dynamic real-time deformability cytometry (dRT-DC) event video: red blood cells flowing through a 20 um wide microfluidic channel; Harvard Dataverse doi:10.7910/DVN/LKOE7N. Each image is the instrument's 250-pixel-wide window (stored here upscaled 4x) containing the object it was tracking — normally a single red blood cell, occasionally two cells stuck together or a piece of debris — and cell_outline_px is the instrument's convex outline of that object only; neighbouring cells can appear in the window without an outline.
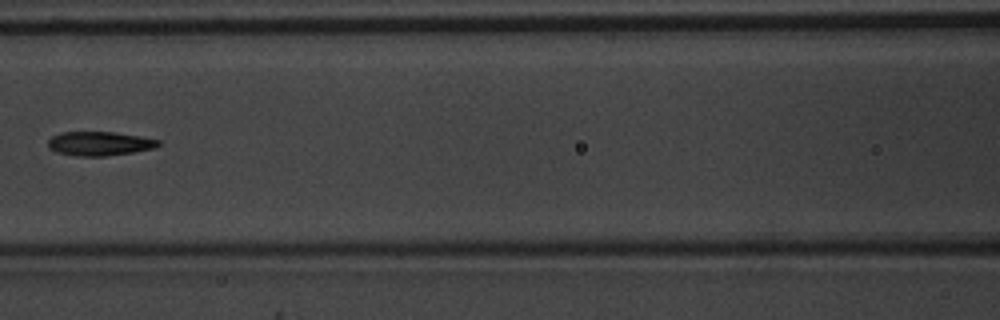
{"species": "common noctule bat (a hibernating species)", "species_latin": "Nyctalus noctula", "temperature_condition": "warm", "stored_images_in_passage": 8, "camera_frame_rate_fps": 3000, "um_per_image_px": 0.085, "animal": {"sex": "male", "body_mass_g": 20.1, "forearm_length_mm": 53.5}, "frame": {"image": 1, "passage_image": 7, "time_ms": 2.0, "image_size_px": [1000, 320], "cell_outline_px": [[160, 144], [152, 148], [132, 152], [104, 156], [76, 156], [56, 152], [48, 148], [48, 140], [52, 136], [60, 132], [116, 132], [140, 136], [160, 140]], "centroid_in_image_um": [8.42, 12.2], "position_along_channel_um": 158.2, "area_um2": 15.43}}
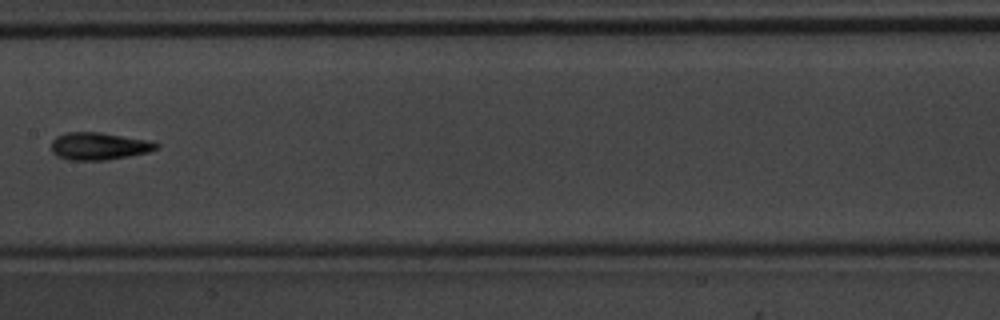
{"frame": {"image": 2, "passage_image": 8, "time_ms": 2.333, "image_size_px": [1000, 320], "cell_outline_px": [[160, 148], [148, 152], [128, 156], [104, 160], [68, 160], [56, 156], [52, 152], [52, 140], [56, 136], [64, 132], [100, 132], [148, 140], [160, 144]], "centroid_in_image_um": [8.4, 12.42], "position_along_channel_um": 199.0, "area_um2": 16.88}}